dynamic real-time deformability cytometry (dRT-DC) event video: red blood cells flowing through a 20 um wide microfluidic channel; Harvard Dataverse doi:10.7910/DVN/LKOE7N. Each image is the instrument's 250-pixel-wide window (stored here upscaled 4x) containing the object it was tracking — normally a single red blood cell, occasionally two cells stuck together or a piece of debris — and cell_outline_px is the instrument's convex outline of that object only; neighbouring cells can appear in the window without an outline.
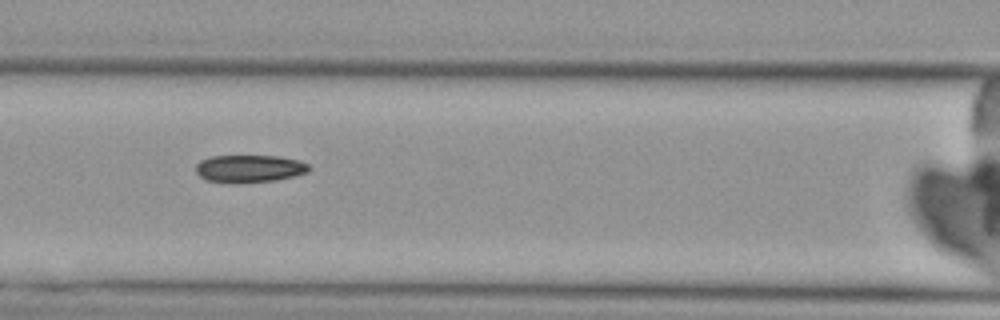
{"species": "Egyptian fruit bat (a non-hibernating species)", "species_latin": "Rousettus aegyptiacus", "temperature_condition": "cold", "stored_images_in_passage": 5, "camera_frame_rate_fps": 3000, "um_per_image_px": 0.085, "animal": {"sex": "female"}, "frame": {"image": 1, "passage_image": 4, "time_ms": 3.333, "image_size_px": [1000, 320], "cell_outline_px": [[312, 168], [308, 172], [276, 180], [232, 184], [204, 180], [196, 172], [196, 164], [200, 160], [212, 156], [280, 156], [300, 160], [308, 164]], "centroid_in_image_um": [21.19, 14.34], "position_along_channel_um": 145.4, "area_um2": 18.44}}
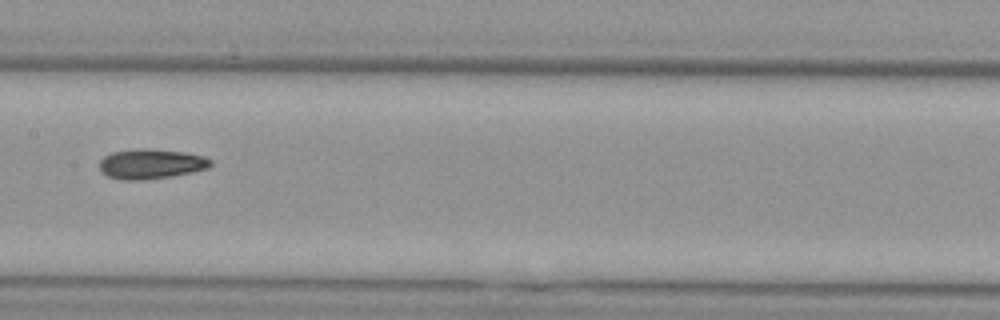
{"frame": {"image": 2, "passage_image": 5, "time_ms": 4.667, "image_size_px": [1000, 320], "cell_outline_px": [[212, 164], [208, 168], [172, 176], [140, 180], [120, 180], [108, 176], [100, 168], [100, 160], [104, 156], [112, 152], [140, 148], [148, 148], [184, 152], [204, 156], [212, 160]], "centroid_in_image_um": [12.84, 13.92], "position_along_channel_um": 194.6, "area_um2": 19.31}}